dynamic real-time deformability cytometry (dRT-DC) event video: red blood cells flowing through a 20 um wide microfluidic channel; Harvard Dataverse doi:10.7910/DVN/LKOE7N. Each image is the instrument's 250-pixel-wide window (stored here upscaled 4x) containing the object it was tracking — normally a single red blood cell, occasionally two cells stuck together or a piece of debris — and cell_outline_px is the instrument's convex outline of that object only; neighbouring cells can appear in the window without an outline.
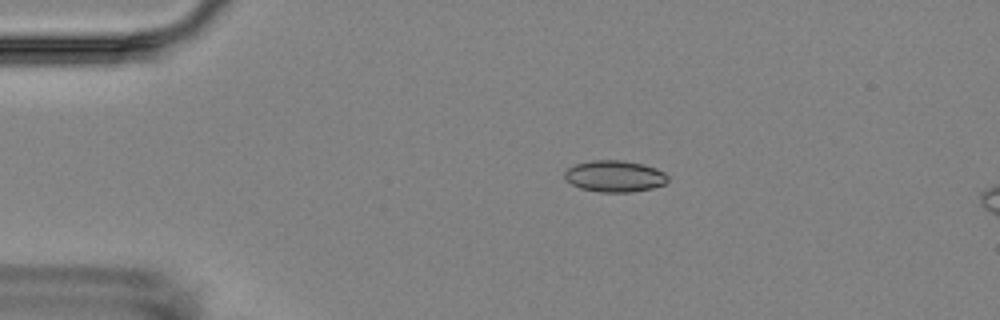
{"species": "Egyptian fruit bat (a non-hibernating species)", "species_latin": "Rousettus aegyptiacus", "temperature_condition": "room temperature", "stored_images_in_passage": 5, "camera_frame_rate_fps": 3000, "um_per_image_px": 0.085, "animal": {"sex": "female"}, "frame": {"image": 1, "passage_image": 3, "time_ms": 3.0, "image_size_px": [1000, 320], "cell_outline_px": [[668, 180], [664, 184], [652, 188], [632, 192], [600, 192], [580, 188], [572, 184], [564, 176], [564, 172], [568, 168], [576, 164], [592, 160], [624, 160], [644, 164], [656, 168], [664, 172], [668, 176]], "centroid_in_image_um": [52.26, 14.97], "position_along_channel_um": 32.7, "area_um2": 18.96}}